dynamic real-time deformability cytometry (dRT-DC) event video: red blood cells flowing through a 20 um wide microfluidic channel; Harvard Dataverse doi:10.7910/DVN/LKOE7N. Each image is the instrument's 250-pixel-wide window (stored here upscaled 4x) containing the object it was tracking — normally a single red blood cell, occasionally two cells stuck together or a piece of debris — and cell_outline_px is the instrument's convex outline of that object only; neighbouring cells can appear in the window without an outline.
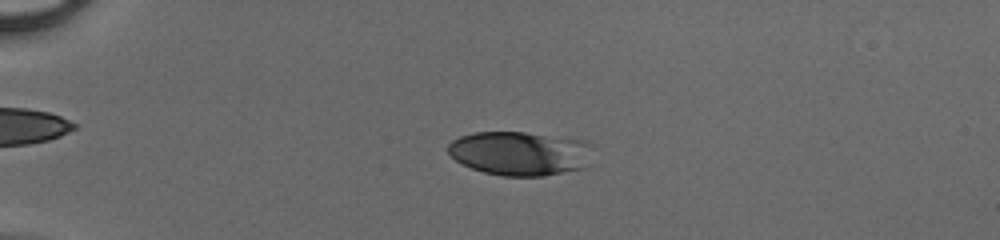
{"species": "human", "species_latin": "Homo sapiens", "temperature_condition": "cold", "stored_images_in_passage": 49, "camera_frame_rate_fps": 3000, "um_per_image_px": 0.085, "donor": {"sex": "male"}, "frame": {"image": 1, "passage_image": 13, "time_ms": 4.0, "image_size_px": [1000, 240], "cell_outline_px": [[596, 144], [584, 168], [544, 176], [500, 176], [484, 172], [472, 168], [456, 160], [448, 152], [448, 144], [452, 140], [460, 136], [472, 132], [524, 132], [584, 140]], "centroid_in_image_um": [44.23, 13.03], "position_along_channel_um": 40.8, "area_um2": 37.45}}
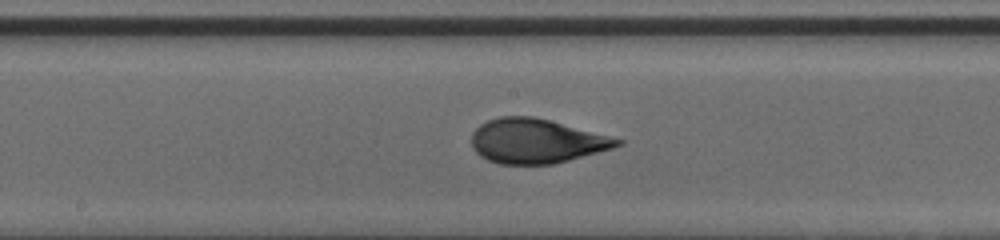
{"frame": {"image": 2, "passage_image": 28, "time_ms": 9.0, "image_size_px": [1000, 240], "cell_outline_px": [[624, 144], [612, 148], [568, 160], [552, 164], [500, 164], [488, 160], [480, 156], [472, 148], [472, 132], [480, 124], [488, 120], [500, 116], [532, 116], [548, 120], [624, 140]], "centroid_in_image_um": [45.54, 11.99], "position_along_channel_um": 202.7, "area_um2": 37.4}}
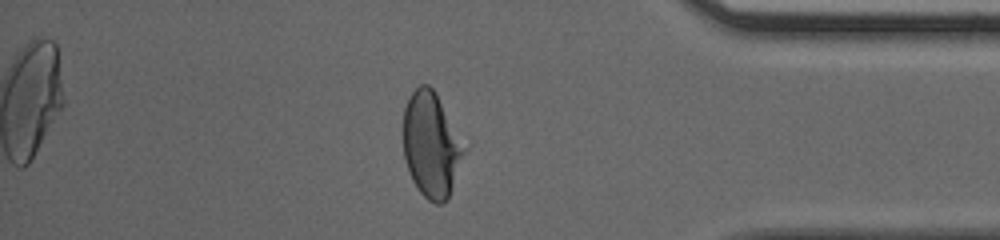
{"frame": {"image": 3, "passage_image": 43, "time_ms": 14.0, "image_size_px": [1000, 240], "cell_outline_px": [[468, 148], [448, 200], [440, 204], [436, 204], [428, 200], [420, 192], [412, 180], [404, 156], [404, 108], [408, 96], [420, 84], [428, 84], [436, 92]], "centroid_in_image_um": [36.7, 12.31], "position_along_channel_um": 398.5, "area_um2": 37.74}}